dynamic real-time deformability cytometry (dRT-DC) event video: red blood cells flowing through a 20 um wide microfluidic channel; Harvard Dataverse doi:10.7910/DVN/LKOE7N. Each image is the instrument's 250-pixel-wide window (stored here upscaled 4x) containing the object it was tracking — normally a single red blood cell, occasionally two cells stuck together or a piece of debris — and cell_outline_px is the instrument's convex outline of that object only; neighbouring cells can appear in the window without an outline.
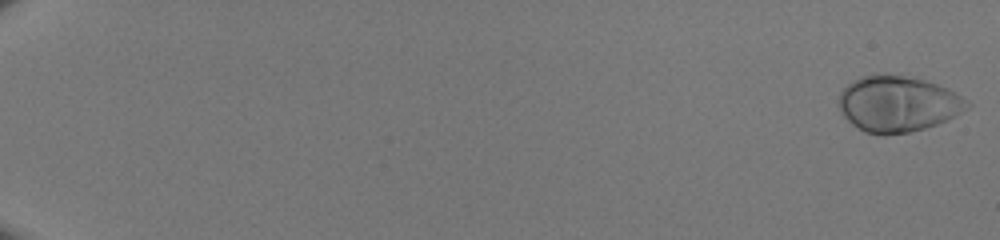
{"species": "human", "species_latin": "Homo sapiens", "temperature_condition": "room temperature", "stored_images_in_passage": 51, "camera_frame_rate_fps": 3000, "um_per_image_px": 0.085, "donor": {"sex": "male"}, "frame": {"image": 1, "passage_image": 1, "time_ms": 0.0, "image_size_px": [1000, 240], "cell_outline_px": [[972, 104], [968, 108], [948, 120], [924, 128], [908, 132], [884, 136], [864, 132], [852, 124], [844, 116], [836, 100], [840, 92], [848, 84], [864, 76], [904, 76], [924, 80], [948, 88], [956, 92], [968, 100]], "centroid_in_image_um": [76.33, 8.86], "position_along_channel_um": 8.7, "area_um2": 41.56}}
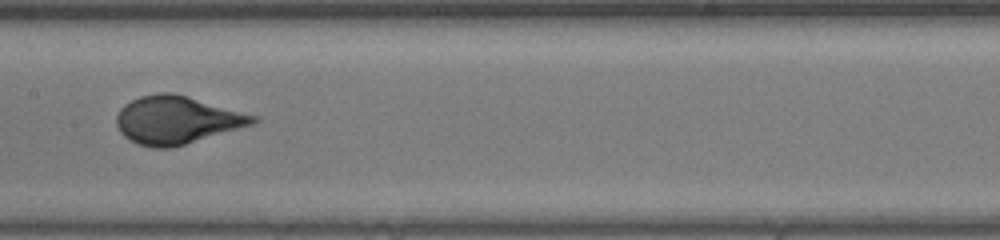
{"frame": {"image": 2, "passage_image": 30, "time_ms": 9.667, "image_size_px": [1000, 240], "cell_outline_px": [[260, 120], [256, 124], [172, 148], [152, 148], [136, 144], [124, 136], [120, 132], [116, 124], [116, 116], [120, 108], [124, 104], [140, 96], [160, 92], [172, 92], [188, 96], [260, 116]], "centroid_in_image_um": [15.06, 10.2], "position_along_channel_um": 192.3, "area_um2": 38.61}}
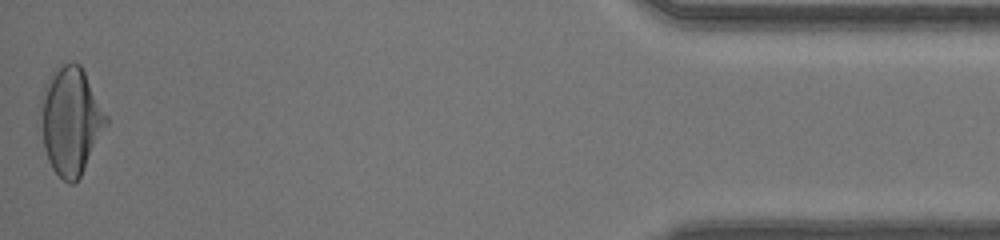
{"frame": {"image": 3, "passage_image": 51, "time_ms": 16.667, "image_size_px": [1000, 240], "cell_outline_px": [[108, 124], [80, 176], [72, 184], [68, 184], [52, 168], [48, 160], [36, 124], [36, 112], [40, 96], [52, 72], [64, 64], [80, 64], [108, 116]], "centroid_in_image_um": [5.94, 10.28], "position_along_channel_um": 429.3, "area_um2": 41.67}}